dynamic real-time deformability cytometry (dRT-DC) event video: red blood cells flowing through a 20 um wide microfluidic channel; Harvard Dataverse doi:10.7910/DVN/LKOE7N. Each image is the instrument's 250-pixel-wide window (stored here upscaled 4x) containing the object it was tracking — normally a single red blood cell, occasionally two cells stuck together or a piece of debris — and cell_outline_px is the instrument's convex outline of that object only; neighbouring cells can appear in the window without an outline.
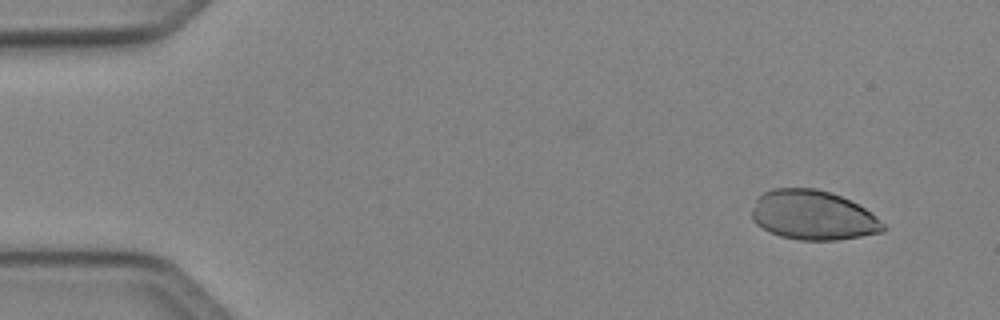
{"species": "Egyptian fruit bat (a non-hibernating species)", "species_latin": "Rousettus aegyptiacus", "temperature_condition": "cold", "stored_images_in_passage": 49, "camera_frame_rate_fps": 3000, "um_per_image_px": 0.085, "animal": {"sex": "female"}, "frame": {"image": 1, "passage_image": 4, "time_ms": 1.0, "image_size_px": [1000, 320], "cell_outline_px": [[884, 232], [836, 240], [800, 240], [780, 236], [768, 232], [756, 224], [752, 220], [752, 208], [756, 200], [764, 192], [772, 188], [816, 188], [832, 192], [864, 208], [876, 216], [884, 224]], "centroid_in_image_um": [69.08, 18.29], "position_along_channel_um": 15.9, "area_um2": 37.86}}